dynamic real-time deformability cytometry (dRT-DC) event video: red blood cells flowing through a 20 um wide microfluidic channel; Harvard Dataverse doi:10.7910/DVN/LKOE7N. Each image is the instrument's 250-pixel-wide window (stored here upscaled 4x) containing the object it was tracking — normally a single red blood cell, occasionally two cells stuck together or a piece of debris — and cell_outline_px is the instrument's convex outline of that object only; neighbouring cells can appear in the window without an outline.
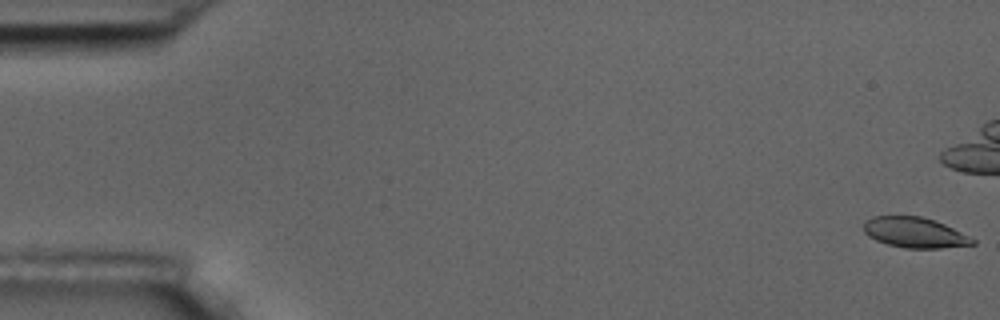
{"species": "common noctule bat (a hibernating species)", "species_latin": "Nyctalus noctula", "temperature_condition": "room temperature", "stored_images_in_passage": 5, "camera_frame_rate_fps": 3000, "um_per_image_px": 0.085, "animal": {"sex": "male", "body_mass_g": 17.5, "forearm_length_mm": 52.3}, "frame": {"image": 1, "passage_image": 1, "time_ms": 0.0, "image_size_px": [1000, 320], "cell_outline_px": [[976, 244], [940, 248], [904, 248], [888, 244], [876, 240], [868, 236], [864, 232], [864, 220], [872, 216], [920, 216], [944, 224], [976, 240]], "centroid_in_image_um": [77.71, 19.77], "position_along_channel_um": 7.3, "area_um2": 19.13}}